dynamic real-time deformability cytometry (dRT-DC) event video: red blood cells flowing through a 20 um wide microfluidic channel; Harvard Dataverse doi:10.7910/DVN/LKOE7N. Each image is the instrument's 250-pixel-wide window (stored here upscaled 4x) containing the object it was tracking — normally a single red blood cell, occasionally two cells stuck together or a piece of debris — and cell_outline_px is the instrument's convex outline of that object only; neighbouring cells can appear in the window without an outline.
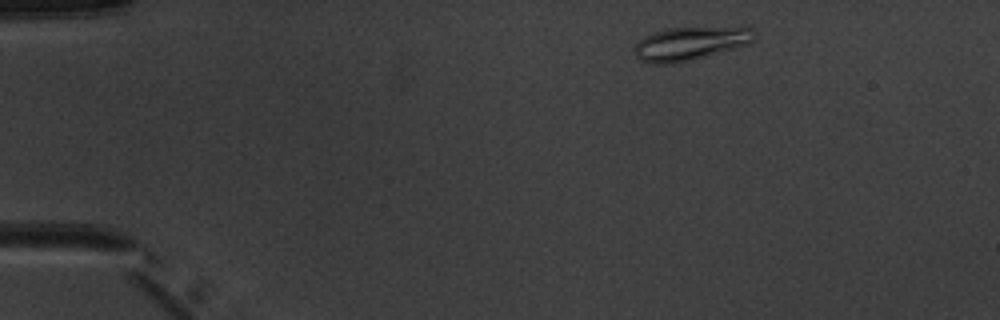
{"species": "common noctule bat (a hibernating species)", "species_latin": "Nyctalus noctula", "temperature_condition": "warm", "stored_images_in_passage": 4, "camera_frame_rate_fps": 3000, "um_per_image_px": 0.085, "animal": {"sex": "male", "body_mass_g": 20.1, "forearm_length_mm": 53.5}, "frame": {"image": 1, "passage_image": 1, "time_ms": 0.0, "image_size_px": [1000, 320], "cell_outline_px": [[756, 36], [748, 44], [692, 60], [672, 64], [652, 64], [640, 60], [636, 56], [632, 48], [644, 36], [652, 32], [668, 28], [744, 24], [752, 28], [756, 32]], "centroid_in_image_um": [58.74, 3.64], "position_along_channel_um": 26.3, "area_um2": 24.39}}
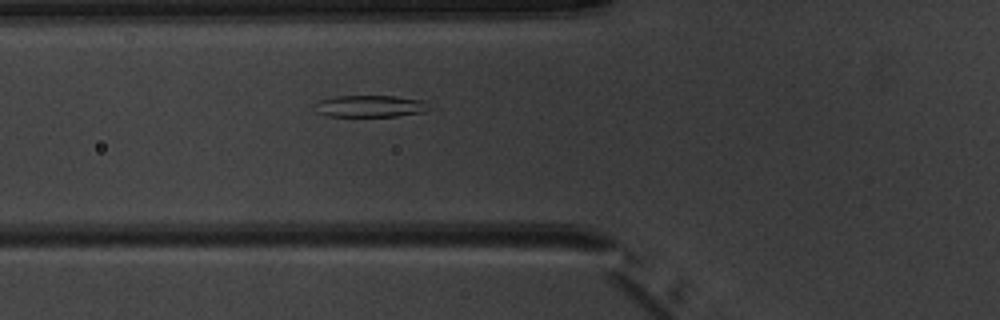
{"frame": {"image": 2, "passage_image": 4, "time_ms": 3.667, "image_size_px": [1000, 320], "cell_outline_px": [[432, 108], [424, 112], [396, 116], [328, 116], [316, 112], [320, 100], [336, 96], [396, 96], [428, 100]], "centroid_in_image_um": [31.61, 9.02], "position_along_channel_um": 94.2, "area_um2": 14.62}}